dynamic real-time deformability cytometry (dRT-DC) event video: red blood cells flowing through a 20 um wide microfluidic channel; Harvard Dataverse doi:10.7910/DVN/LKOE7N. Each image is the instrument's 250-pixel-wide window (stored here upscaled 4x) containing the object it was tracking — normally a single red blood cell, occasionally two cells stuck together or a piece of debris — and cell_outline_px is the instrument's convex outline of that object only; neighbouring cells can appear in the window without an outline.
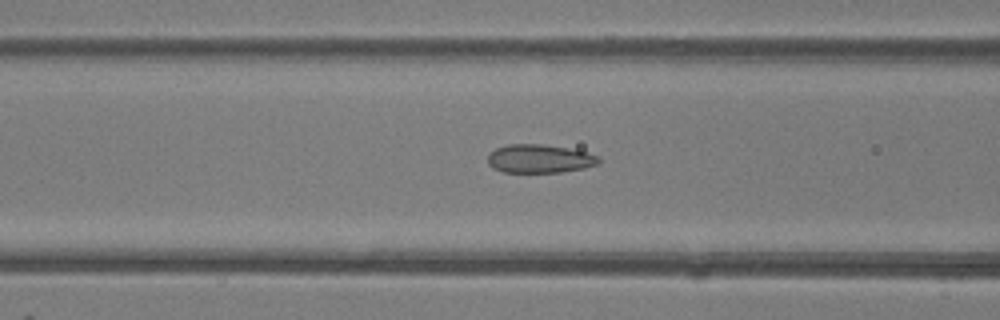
{"species": "common noctule bat (a hibernating species)", "species_latin": "Nyctalus noctula", "temperature_condition": "room temperature", "stored_images_in_passage": 37, "camera_frame_rate_fps": 3000, "um_per_image_px": 0.085, "animal": {"sex": "female"}, "frame": {"image": 1, "passage_image": 7, "time_ms": 2.0, "image_size_px": [1000, 320], "cell_outline_px": [[600, 160], [596, 164], [584, 168], [560, 172], [504, 172], [492, 168], [488, 164], [488, 156], [496, 148], [508, 144], [540, 144], [568, 148], [600, 156]], "centroid_in_image_um": [45.84, 13.49], "position_along_channel_um": 120.8, "area_um2": 18.26}}
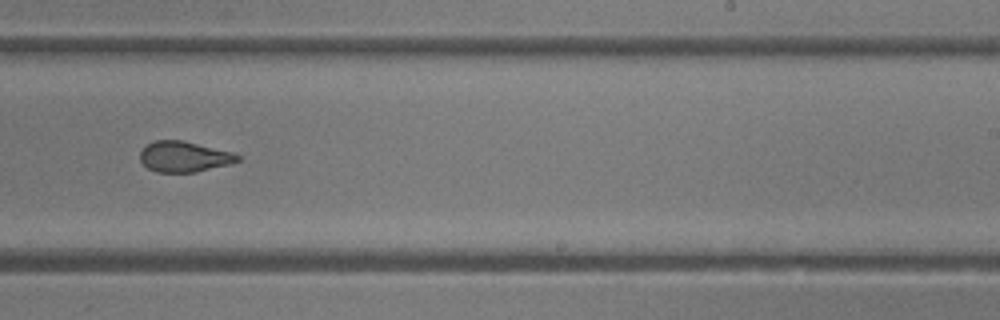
{"frame": {"image": 2, "passage_image": 18, "time_ms": 5.667, "image_size_px": [1000, 320], "cell_outline_px": [[240, 160], [228, 164], [196, 172], [156, 172], [148, 168], [140, 160], [140, 152], [148, 144], [156, 140], [184, 140], [232, 152], [240, 156]], "centroid_in_image_um": [15.64, 13.31], "position_along_channel_um": 273.4, "area_um2": 17.28}}
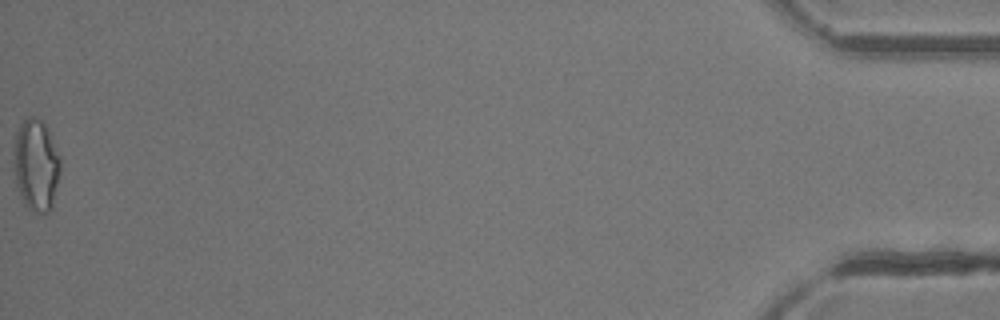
{"frame": {"image": 3, "passage_image": 37, "time_ms": 12.0, "image_size_px": [1000, 320], "cell_outline_px": [[60, 172], [52, 208], [48, 212], [40, 216], [32, 212], [24, 204], [16, 184], [12, 168], [12, 140], [20, 124], [28, 116], [32, 116], [40, 120], [48, 128], [60, 156]], "centroid_in_image_um": [3.03, 14.05], "position_along_channel_um": 432.2, "area_um2": 25.89}, "authors_computed_cell_mechanics": {"area_um2": 18.3804, "velocity_mm_per_s": 4.1714, "shape_relaxation_time_tau1_ms": null, "shape_relaxation_time_tau2_ms": 1.4326, "deformation_change_tau1": null, "deformation_change_tau2": 0.0744}}